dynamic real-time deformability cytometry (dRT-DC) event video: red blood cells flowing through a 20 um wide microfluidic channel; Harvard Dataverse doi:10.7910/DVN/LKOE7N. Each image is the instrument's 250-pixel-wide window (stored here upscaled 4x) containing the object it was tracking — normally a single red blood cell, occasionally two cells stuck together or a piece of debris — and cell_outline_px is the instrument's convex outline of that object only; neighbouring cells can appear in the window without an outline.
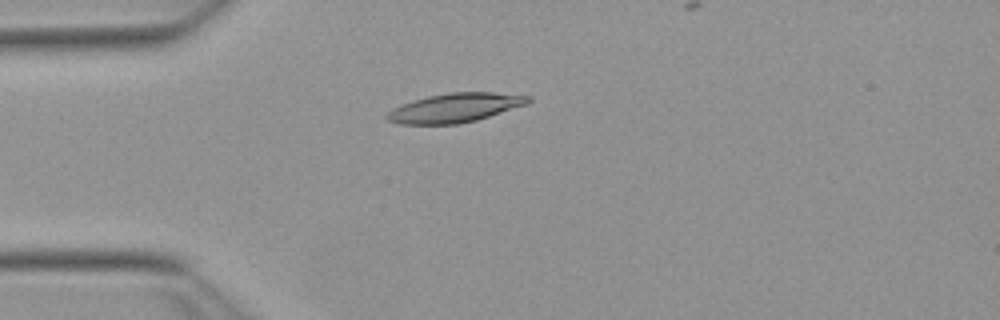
{"species": "Egyptian fruit bat (a non-hibernating species)", "species_latin": "Rousettus aegyptiacus", "temperature_condition": "warm", "stored_images_in_passage": 47, "camera_frame_rate_fps": 3000, "um_per_image_px": 0.085, "animal": {"sex": "female"}, "frame": {"image": 1, "passage_image": 14, "time_ms": 4.333, "image_size_px": [1000, 320], "cell_outline_px": [[532, 100], [528, 104], [476, 120], [456, 124], [400, 124], [388, 120], [384, 116], [392, 108], [428, 96], [448, 92], [492, 92], [532, 96]], "centroid_in_image_um": [38.71, 9.16], "position_along_channel_um": 46.3, "area_um2": 23.81}}
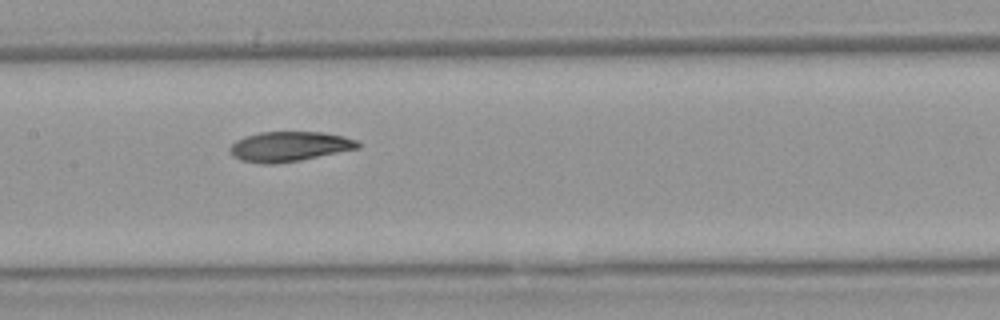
{"frame": {"image": 2, "passage_image": 26, "time_ms": 8.333, "image_size_px": [1000, 320], "cell_outline_px": [[360, 148], [300, 160], [276, 164], [264, 164], [240, 160], [232, 156], [228, 148], [236, 140], [244, 136], [260, 132], [324, 132], [344, 136], [356, 140], [360, 144]], "centroid_in_image_um": [24.57, 12.45], "position_along_channel_um": 182.8, "area_um2": 22.43}}
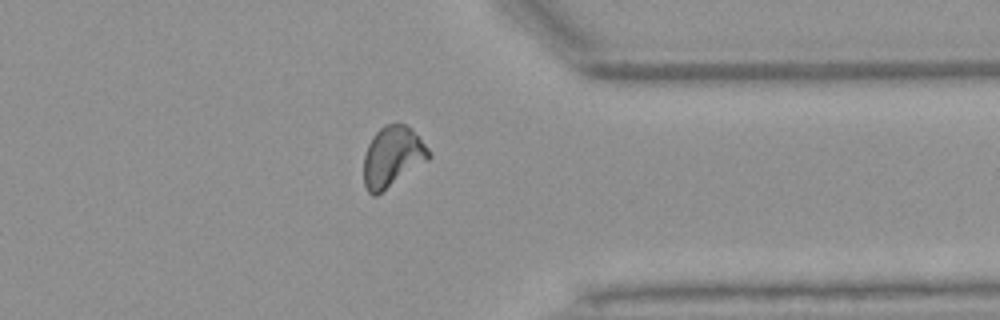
{"frame": {"image": 3, "passage_image": 42, "time_ms": 13.667, "image_size_px": [1000, 320], "cell_outline_px": [[432, 156], [428, 160], [376, 196], [372, 196], [368, 192], [364, 184], [364, 156], [368, 144], [372, 136], [384, 124], [396, 120], [412, 128], [432, 152]], "centroid_in_image_um": [33.37, 13.28], "position_along_channel_um": 378.0, "area_um2": 23.35}}